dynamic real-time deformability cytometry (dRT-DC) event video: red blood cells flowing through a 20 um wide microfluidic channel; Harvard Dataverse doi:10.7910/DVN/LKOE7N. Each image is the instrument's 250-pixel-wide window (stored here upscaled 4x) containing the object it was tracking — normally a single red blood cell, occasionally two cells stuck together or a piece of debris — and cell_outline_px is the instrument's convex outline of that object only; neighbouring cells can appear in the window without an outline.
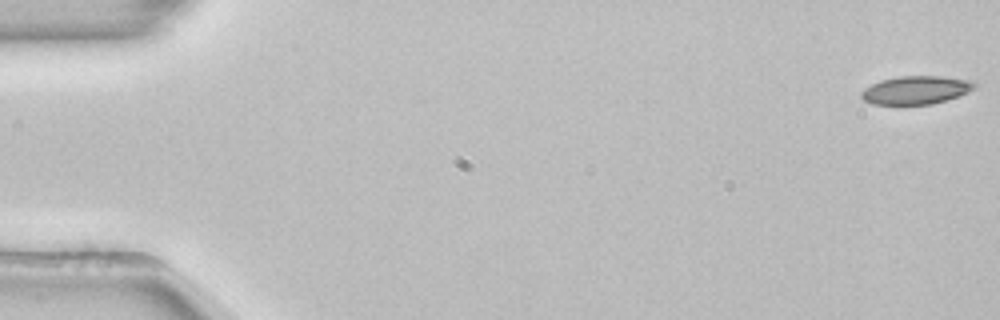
{"species": "common noctule bat (a hibernating species)", "species_latin": "Nyctalus noctula", "temperature_condition": "room temperature", "stored_images_in_passage": 54, "camera_frame_rate_fps": 3000, "um_per_image_px": 0.085, "animal": {"sex": "female", "body_mass_g": 22.7, "forearm_length_mm": 54.2}, "frame": {"image": 1, "passage_image": 1, "time_ms": 0.0, "image_size_px": [1000, 320], "cell_outline_px": [[980, 84], [968, 92], [932, 104], [872, 104], [864, 100], [860, 96], [860, 92], [864, 88], [880, 80], [896, 76], [940, 76], [976, 80]], "centroid_in_image_um": [77.88, 7.63], "position_along_channel_um": 7.1, "area_um2": 18.79}}
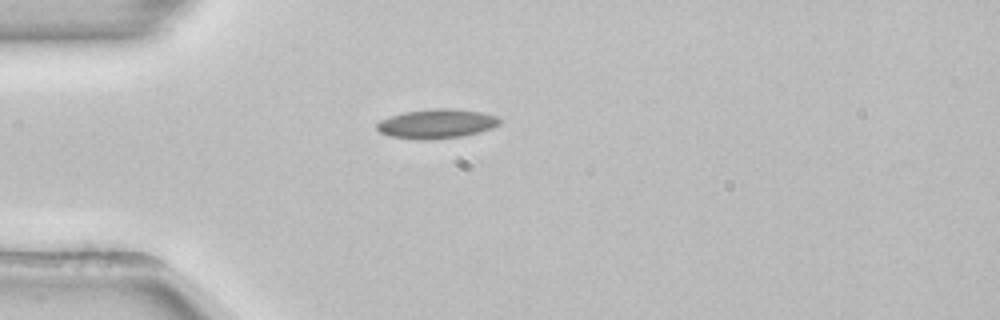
{"frame": {"image": 2, "passage_image": 15, "time_ms": 4.667, "image_size_px": [1000, 320], "cell_outline_px": [[500, 124], [492, 128], [480, 132], [460, 136], [424, 140], [420, 140], [392, 136], [380, 132], [376, 128], [376, 124], [380, 120], [404, 112], [436, 108], [452, 108], [480, 112], [496, 116], [500, 120]], "centroid_in_image_um": [37.12, 10.51], "position_along_channel_um": 47.9, "area_um2": 20.75}, "authors_computed_cell_mechanics": {"area_um2": 18.9006, "velocity_mm_per_s": 3.8604, "shape_relaxation_time_tau1_ms": null, "shape_relaxation_time_tau2_ms": 8.072, "deformation_change_tau1": null, "deformation_change_tau2": 0.1075}}